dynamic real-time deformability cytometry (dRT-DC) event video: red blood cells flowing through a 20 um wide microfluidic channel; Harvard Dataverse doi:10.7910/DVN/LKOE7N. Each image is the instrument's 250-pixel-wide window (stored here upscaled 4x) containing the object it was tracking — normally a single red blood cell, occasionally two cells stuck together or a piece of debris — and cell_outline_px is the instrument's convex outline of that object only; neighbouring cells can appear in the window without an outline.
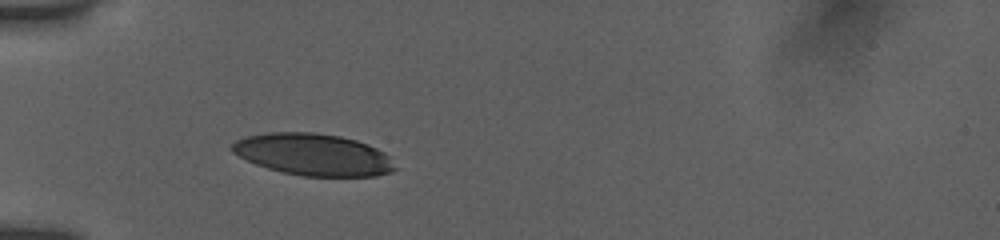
{"species": "human", "species_latin": "Homo sapiens", "temperature_condition": "room temperature", "stored_images_in_passage": 4, "camera_frame_rate_fps": 3000, "um_per_image_px": 0.085, "donor": {"sex": "female"}, "frame": {"image": 1, "passage_image": 1, "time_ms": 0.0, "image_size_px": [1000, 240], "cell_outline_px": [[400, 168], [392, 172], [376, 176], [300, 176], [268, 168], [256, 164], [232, 152], [228, 148], [236, 140], [248, 136], [268, 132], [312, 132], [340, 136], [356, 140], [368, 144], [384, 152]], "centroid_in_image_um": [26.66, 13.14], "position_along_channel_um": 58.3, "area_um2": 39.88}}
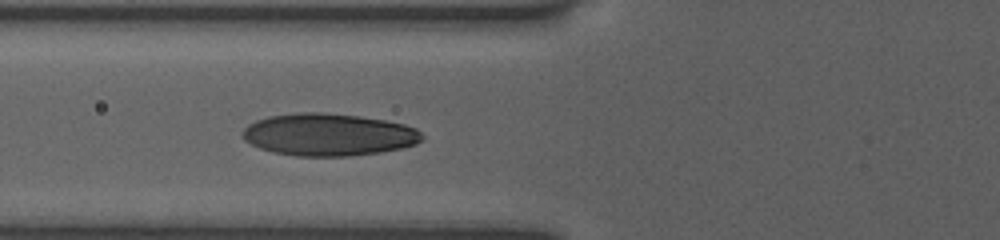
{"frame": {"image": 2, "passage_image": 4, "time_ms": 1.333, "image_size_px": [1000, 240], "cell_outline_px": [[424, 140], [416, 144], [400, 148], [380, 152], [348, 156], [296, 156], [272, 152], [260, 148], [244, 140], [240, 132], [248, 124], [256, 120], [268, 116], [300, 112], [324, 112], [360, 116], [384, 120], [404, 124], [416, 128], [424, 136]], "centroid_in_image_um": [27.91, 11.44], "position_along_channel_um": 97.9, "area_um2": 44.51}}